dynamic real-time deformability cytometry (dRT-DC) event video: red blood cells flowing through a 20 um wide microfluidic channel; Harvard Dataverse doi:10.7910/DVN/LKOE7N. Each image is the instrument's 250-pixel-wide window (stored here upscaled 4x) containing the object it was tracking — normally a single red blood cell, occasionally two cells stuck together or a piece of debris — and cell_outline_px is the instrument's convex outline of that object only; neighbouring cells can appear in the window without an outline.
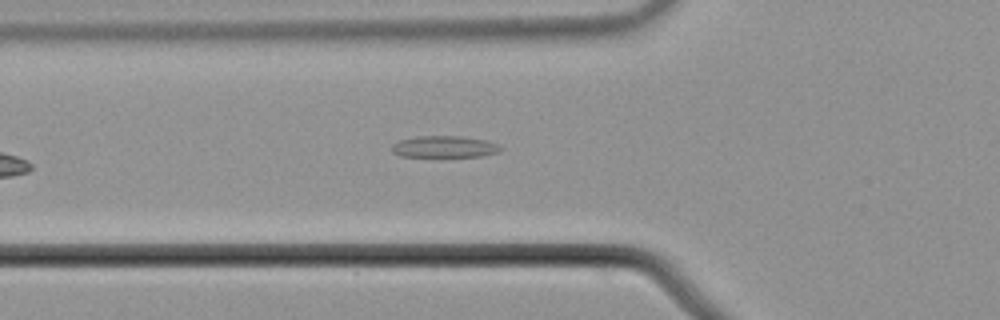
{"species": "common noctule bat (a hibernating species)", "species_latin": "Nyctalus noctula", "temperature_condition": "cold", "stored_images_in_passage": 5, "camera_frame_rate_fps": 3000, "um_per_image_px": 0.085, "animal": {"sex": "male", "body_mass_g": 21.5, "forearm_length_mm": 52.0}, "frame": {"image": 1, "passage_image": 5, "time_ms": 1.333, "image_size_px": [1000, 320], "cell_outline_px": [[504, 148], [496, 152], [480, 156], [400, 156], [392, 152], [392, 144], [400, 140], [420, 136], [460, 136], [484, 140], [500, 144]], "centroid_in_image_um": [37.78, 12.46], "position_along_channel_um": 88.0, "area_um2": 13.53}}